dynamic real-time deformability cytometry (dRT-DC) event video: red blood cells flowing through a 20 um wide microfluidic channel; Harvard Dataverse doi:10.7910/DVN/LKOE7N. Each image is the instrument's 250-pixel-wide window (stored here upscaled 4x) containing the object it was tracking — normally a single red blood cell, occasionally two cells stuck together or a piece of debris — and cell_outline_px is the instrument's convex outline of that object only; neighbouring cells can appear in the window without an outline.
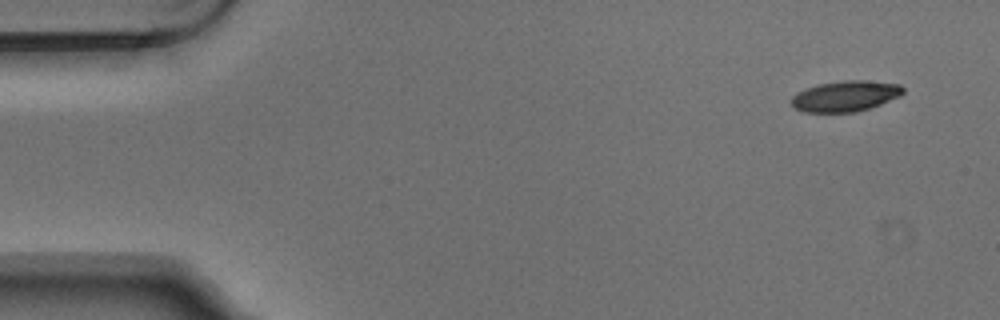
{"species": "Egyptian fruit bat (a non-hibernating species)", "species_latin": "Rousettus aegyptiacus", "temperature_condition": "warm", "stored_images_in_passage": 5, "camera_frame_rate_fps": 3000, "um_per_image_px": 0.085, "animal": {"sex": "male"}, "frame": {"image": 1, "passage_image": 1, "time_ms": 0.0, "image_size_px": [1000, 320], "cell_outline_px": [[904, 92], [900, 96], [880, 104], [856, 112], [804, 112], [796, 108], [792, 104], [792, 96], [796, 92], [804, 88], [820, 84], [844, 80], [864, 80], [900, 84], [904, 88]], "centroid_in_image_um": [71.86, 8.16], "position_along_channel_um": 13.1, "area_um2": 19.94}}
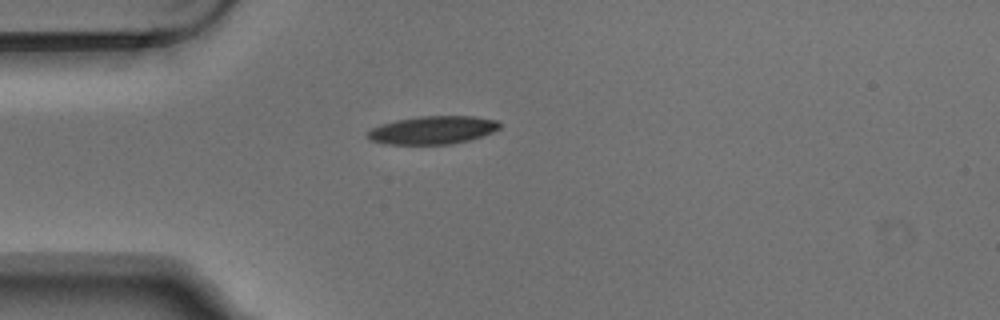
{"frame": {"image": 2, "passage_image": 4, "time_ms": 1.0, "image_size_px": [1000, 320], "cell_outline_px": [[500, 128], [484, 136], [452, 144], [388, 144], [368, 140], [368, 132], [372, 128], [380, 124], [396, 120], [420, 116], [472, 116], [500, 120]], "centroid_in_image_um": [36.81, 11.05], "position_along_channel_um": 48.2, "area_um2": 21.68}}